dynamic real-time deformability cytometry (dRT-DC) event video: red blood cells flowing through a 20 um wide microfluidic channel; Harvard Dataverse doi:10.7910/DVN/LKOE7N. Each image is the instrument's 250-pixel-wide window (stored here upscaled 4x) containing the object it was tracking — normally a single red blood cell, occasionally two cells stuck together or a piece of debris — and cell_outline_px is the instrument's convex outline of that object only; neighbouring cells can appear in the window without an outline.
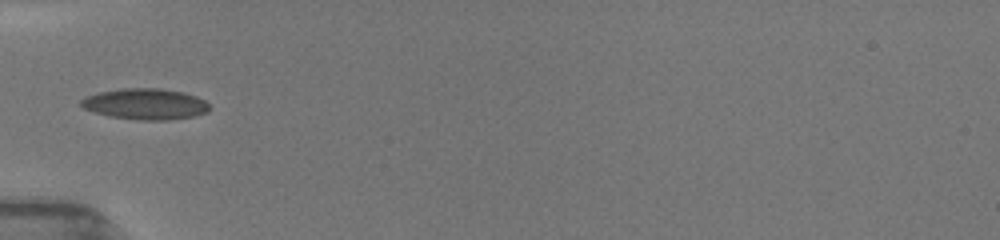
{"species": "common noctule bat (a hibernating species)", "species_latin": "Nyctalus noctula", "temperature_condition": "room temperature", "stored_images_in_passage": 20, "camera_frame_rate_fps": 3000, "um_per_image_px": 0.085, "animal": {"sex": "female", "body_mass_g": 19.5, "forearm_length_mm": 54.1}, "frame": {"image": 1, "passage_image": 1, "time_ms": 0.0, "image_size_px": [1000, 240], "cell_outline_px": [[212, 108], [208, 112], [196, 116], [168, 120], [140, 120], [108, 116], [92, 112], [84, 108], [80, 104], [80, 100], [88, 96], [100, 92], [120, 88], [160, 88], [184, 92], [196, 96], [204, 100]], "centroid_in_image_um": [12.38, 8.84], "position_along_channel_um": 72.6, "area_um2": 23.41}}
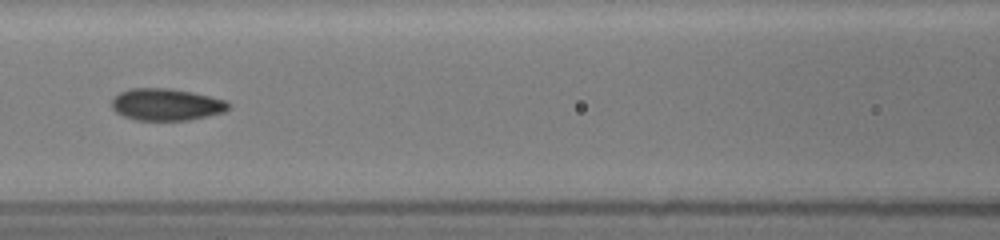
{"frame": {"image": 2, "passage_image": 13, "time_ms": 2.0, "image_size_px": [1000, 240], "cell_outline_px": [[228, 108], [224, 112], [208, 116], [188, 120], [136, 120], [124, 116], [116, 112], [112, 108], [112, 100], [120, 92], [132, 88], [168, 88], [192, 92], [224, 100], [228, 104]], "centroid_in_image_um": [14.11, 8.89], "position_along_channel_um": 152.5, "area_um2": 21.5}}
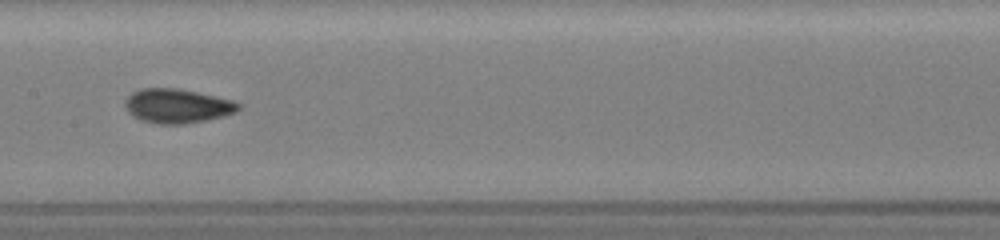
{"frame": {"image": 3, "passage_image": 19, "time_ms": 3.0, "image_size_px": [1000, 240], "cell_outline_px": [[240, 108], [236, 112], [224, 116], [184, 124], [160, 124], [140, 120], [132, 116], [128, 112], [124, 104], [124, 100], [132, 92], [140, 88], [180, 88], [232, 100], [240, 104]], "centroid_in_image_um": [15.03, 9.0], "position_along_channel_um": 192.4, "area_um2": 22.72}}